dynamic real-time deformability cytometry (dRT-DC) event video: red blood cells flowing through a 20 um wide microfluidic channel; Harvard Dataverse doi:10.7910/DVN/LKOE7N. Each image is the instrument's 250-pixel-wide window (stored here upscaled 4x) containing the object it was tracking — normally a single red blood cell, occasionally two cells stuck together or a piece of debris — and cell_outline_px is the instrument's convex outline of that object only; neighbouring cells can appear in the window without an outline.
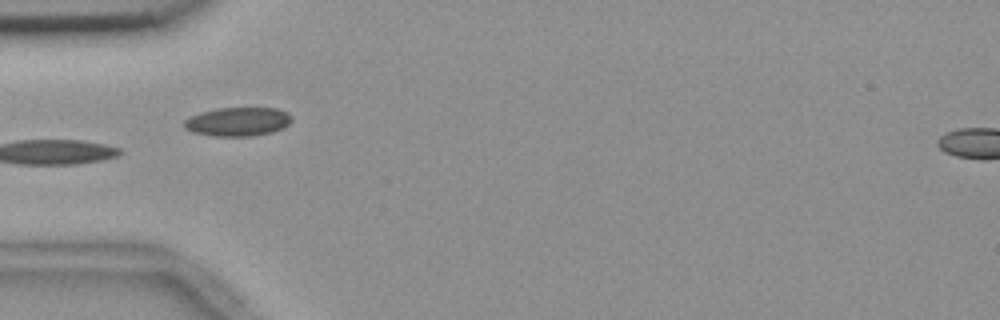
{"species": "common noctule bat (a hibernating species)", "species_latin": "Nyctalus noctula", "temperature_condition": "room temperature", "stored_images_in_passage": 12, "camera_frame_rate_fps": 3000, "um_per_image_px": 0.085, "animal": {"sex": "female", "body_mass_g": 18.4}, "frame": {"image": 1, "passage_image": 3, "time_ms": 0.667, "image_size_px": [1000, 320], "cell_outline_px": [[292, 120], [284, 128], [272, 132], [252, 136], [216, 136], [192, 132], [184, 128], [184, 120], [188, 116], [200, 112], [216, 108], [276, 108], [288, 112], [292, 116]], "centroid_in_image_um": [20.21, 10.33], "position_along_channel_um": 64.8, "area_um2": 18.26}}
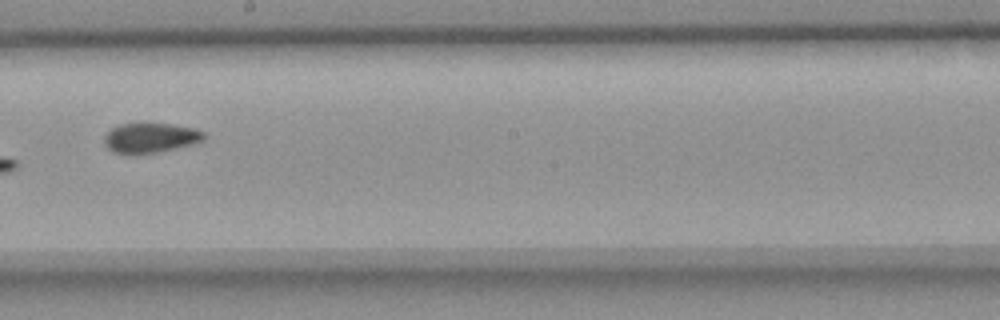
{"frame": {"image": 2, "passage_image": 7, "time_ms": 2.0, "image_size_px": [1000, 320], "cell_outline_px": [[204, 140], [192, 144], [156, 152], [132, 156], [112, 152], [104, 144], [104, 136], [112, 128], [120, 124], [144, 120], [172, 124], [196, 128], [204, 132]], "centroid_in_image_um": [12.74, 11.68], "position_along_channel_um": 235.5, "area_um2": 18.21}}
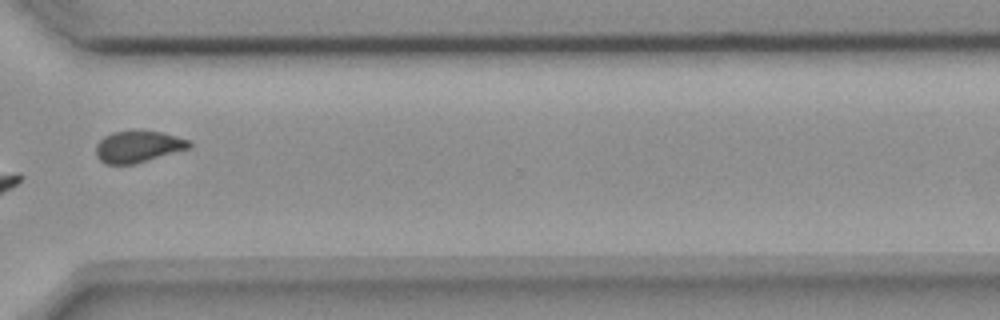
{"frame": {"image": 3, "passage_image": 10, "time_ms": 3.0, "image_size_px": [1000, 320], "cell_outline_px": [[192, 144], [188, 148], [136, 164], [108, 164], [100, 160], [96, 156], [96, 144], [104, 136], [112, 132], [164, 132], [192, 140]], "centroid_in_image_um": [11.75, 12.47], "position_along_channel_um": 358.8, "area_um2": 16.99}}